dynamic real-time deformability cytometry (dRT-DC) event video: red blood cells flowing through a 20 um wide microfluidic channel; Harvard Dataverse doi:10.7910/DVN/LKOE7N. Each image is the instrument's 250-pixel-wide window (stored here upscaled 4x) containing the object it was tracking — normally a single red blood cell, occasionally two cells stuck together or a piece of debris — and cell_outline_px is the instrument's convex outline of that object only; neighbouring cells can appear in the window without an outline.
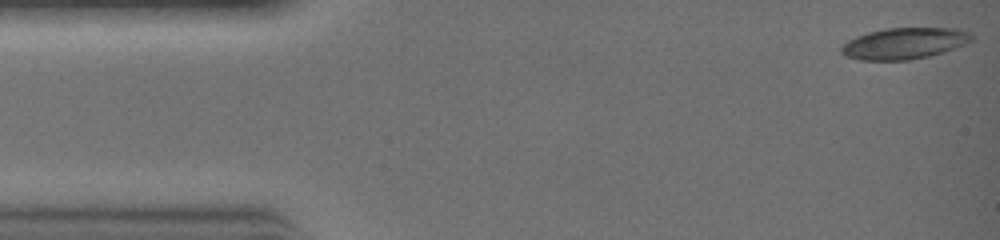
{"species": "common noctule bat (a hibernating species)", "species_latin": "Nyctalus noctula", "temperature_condition": "warm", "stored_images_in_passage": 9, "segment_of_instrument_passage": [1, 2], "camera_frame_rate_fps": 3000, "um_per_image_px": 0.085, "animal": {"sex": "female", "body_mass_g": 19.0, "forearm_length_mm": 51.5}, "frame": {"image": 1, "passage_image": 1, "time_ms": 0.0, "image_size_px": [1000, 240], "cell_outline_px": [[972, 40], [952, 48], [928, 56], [908, 60], [860, 60], [844, 56], [840, 52], [840, 48], [848, 40], [856, 36], [868, 32], [888, 28], [956, 28], [972, 36]], "centroid_in_image_um": [76.76, 3.69], "position_along_channel_um": 8.2, "area_um2": 23.35}}
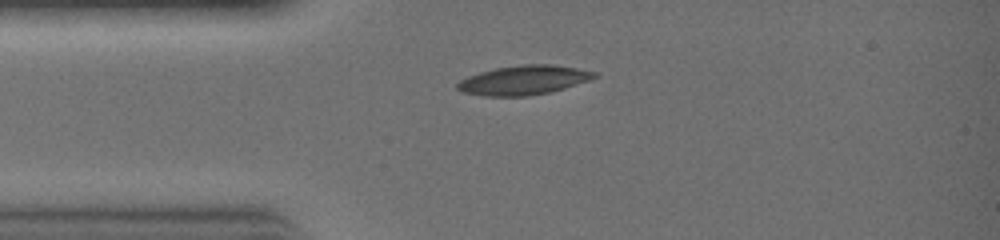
{"frame": {"image": 2, "passage_image": 7, "time_ms": 2.0, "image_size_px": [1000, 240], "cell_outline_px": [[600, 76], [564, 88], [548, 92], [524, 96], [484, 96], [460, 92], [456, 88], [456, 84], [460, 80], [468, 76], [480, 72], [496, 68], [520, 64], [552, 64], [576, 68], [596, 72]], "centroid_in_image_um": [44.48, 6.8], "position_along_channel_um": 40.5, "area_um2": 23.35}}